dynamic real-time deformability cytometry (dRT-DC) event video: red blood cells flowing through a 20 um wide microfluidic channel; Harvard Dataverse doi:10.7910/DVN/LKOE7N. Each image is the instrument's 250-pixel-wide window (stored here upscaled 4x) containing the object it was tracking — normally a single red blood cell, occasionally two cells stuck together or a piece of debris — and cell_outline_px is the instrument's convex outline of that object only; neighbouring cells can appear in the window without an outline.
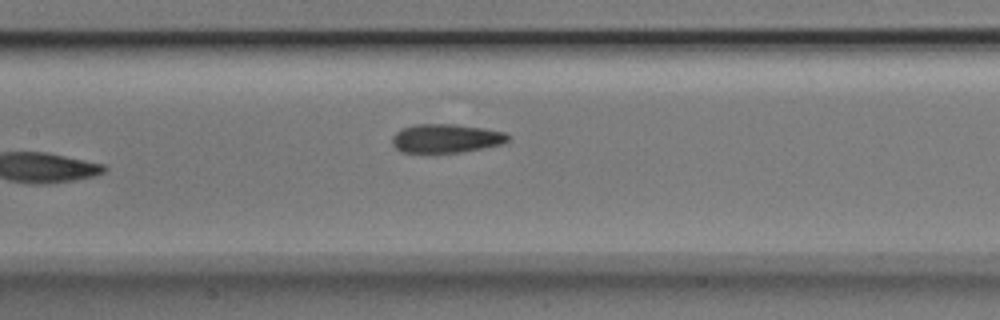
{"species": "Egyptian fruit bat (a non-hibernating species)", "species_latin": "Rousettus aegyptiacus", "temperature_condition": "room temperature", "stored_images_in_passage": 7, "camera_frame_rate_fps": 3000, "um_per_image_px": 0.085, "animal": {"sex": "male"}, "frame": {"image": 1, "passage_image": 7, "time_ms": 2.0, "image_size_px": [1000, 320], "cell_outline_px": [[508, 140], [500, 144], [460, 152], [400, 152], [392, 144], [392, 136], [400, 128], [412, 124], [456, 124], [484, 128], [504, 132], [508, 136]], "centroid_in_image_um": [37.84, 11.74], "position_along_channel_um": 169.6, "area_um2": 19.31}}